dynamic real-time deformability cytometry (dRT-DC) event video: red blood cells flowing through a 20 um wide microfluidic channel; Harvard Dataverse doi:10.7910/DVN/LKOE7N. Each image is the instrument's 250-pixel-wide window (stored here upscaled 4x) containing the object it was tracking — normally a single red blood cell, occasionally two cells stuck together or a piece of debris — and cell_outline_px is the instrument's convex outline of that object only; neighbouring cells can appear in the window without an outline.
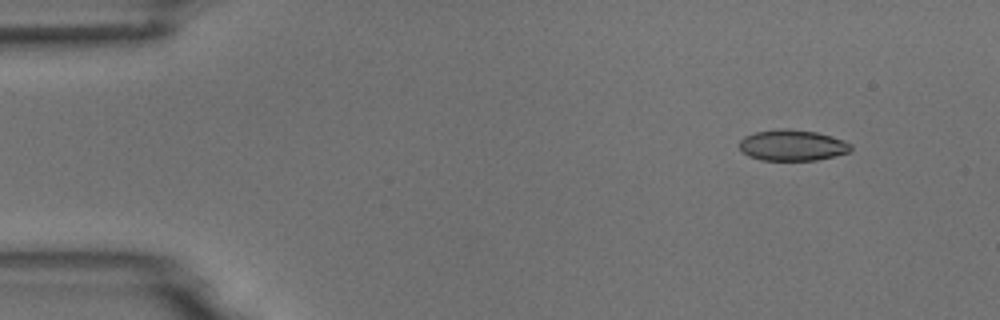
{"species": "common noctule bat (a hibernating species)", "species_latin": "Nyctalus noctula", "temperature_condition": "room temperature", "stored_images_in_passage": 3, "camera_frame_rate_fps": 3000, "um_per_image_px": 0.085, "animal": {"sex": "male", "body_mass_g": 18.8}, "frame": {"image": 1, "passage_image": 1, "time_ms": 0.0, "image_size_px": [1000, 320], "cell_outline_px": [[852, 148], [848, 152], [836, 156], [816, 160], [760, 160], [748, 156], [740, 148], [740, 140], [744, 136], [756, 132], [780, 128], [788, 128], [816, 132], [832, 136], [844, 140], [852, 144]], "centroid_in_image_um": [67.37, 12.34], "position_along_channel_um": 17.6, "area_um2": 20.23}}
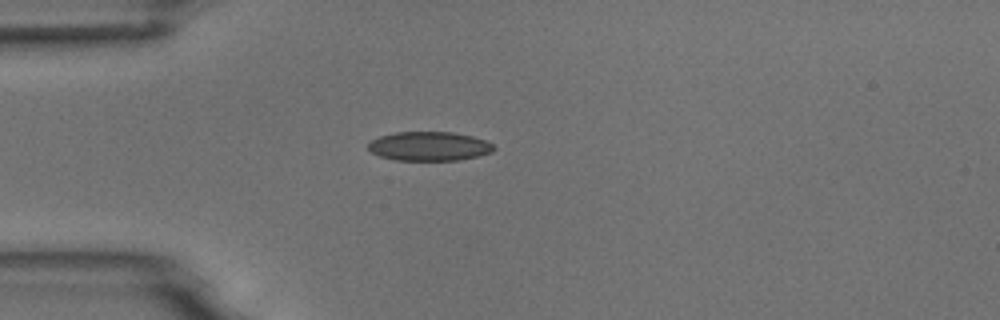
{"frame": {"image": 2, "passage_image": 3, "time_ms": 3.0, "image_size_px": [1000, 320], "cell_outline_px": [[496, 148], [492, 152], [476, 156], [456, 160], [396, 160], [380, 156], [372, 152], [368, 148], [368, 144], [372, 140], [380, 136], [396, 132], [452, 132], [472, 136], [484, 140], [492, 144]], "centroid_in_image_um": [36.48, 12.42], "position_along_channel_um": 48.5, "area_um2": 21.1}}